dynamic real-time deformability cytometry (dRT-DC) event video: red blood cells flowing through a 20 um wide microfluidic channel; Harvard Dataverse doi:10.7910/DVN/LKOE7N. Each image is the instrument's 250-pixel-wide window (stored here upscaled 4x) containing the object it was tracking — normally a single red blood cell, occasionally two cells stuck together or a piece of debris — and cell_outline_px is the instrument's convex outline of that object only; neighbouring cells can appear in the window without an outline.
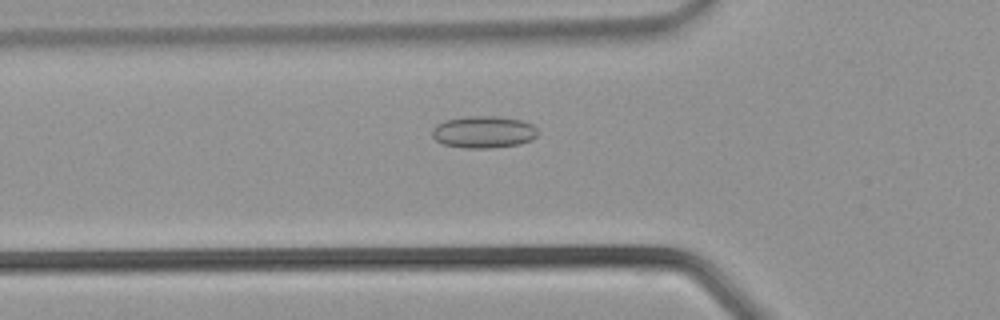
{"species": "common noctule bat (a hibernating species)", "species_latin": "Nyctalus noctula", "temperature_condition": "warm", "stored_images_in_passage": 25, "camera_frame_rate_fps": 3000, "um_per_image_px": 0.085, "animal": {"sex": "male", "body_mass_g": 21.5, "forearm_length_mm": 52.0}, "frame": {"image": 1, "passage_image": 5, "time_ms": 1.333, "image_size_px": [1000, 320], "cell_outline_px": [[536, 136], [532, 140], [516, 144], [488, 148], [464, 148], [444, 144], [436, 140], [432, 136], [432, 128], [436, 124], [444, 120], [464, 116], [496, 116], [520, 120], [532, 124], [536, 128]], "centroid_in_image_um": [41.06, 11.21], "position_along_channel_um": 84.7, "area_um2": 19.65}}
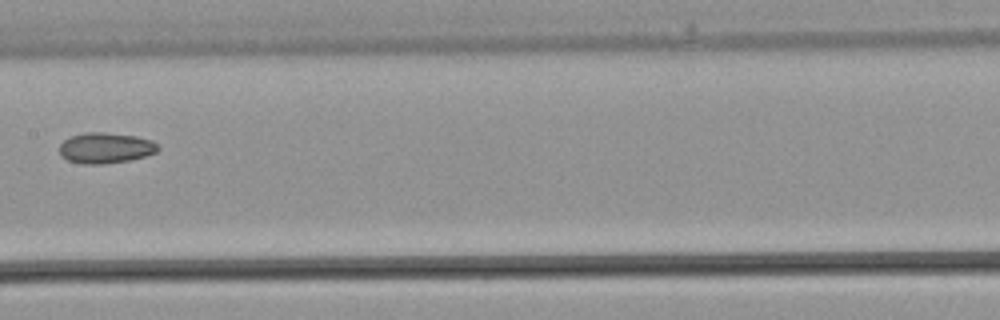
{"frame": {"image": 2, "passage_image": 11, "time_ms": 3.333, "image_size_px": [1000, 320], "cell_outline_px": [[160, 148], [156, 152], [144, 156], [128, 160], [104, 164], [84, 164], [68, 160], [60, 156], [60, 144], [64, 140], [72, 136], [84, 132], [104, 132], [136, 136], [152, 140]], "centroid_in_image_um": [8.96, 12.57], "position_along_channel_um": 198.4, "area_um2": 17.57}}
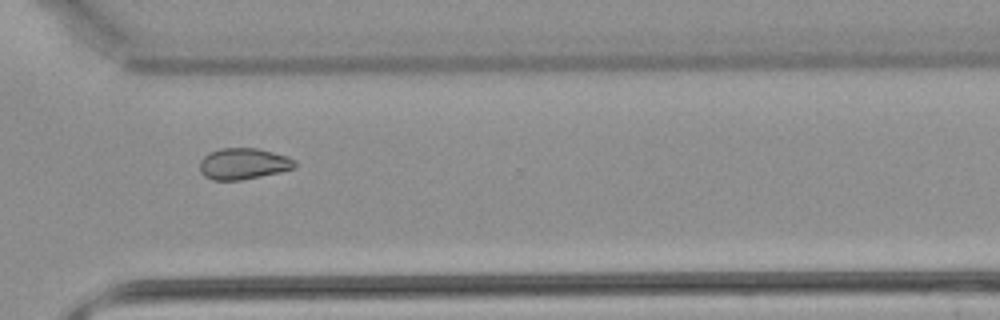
{"frame": {"image": 3, "passage_image": 19, "time_ms": 6.0, "image_size_px": [1000, 320], "cell_outline_px": [[296, 164], [292, 168], [260, 176], [240, 180], [212, 180], [204, 176], [200, 172], [200, 160], [208, 152], [220, 148], [256, 148], [288, 156], [296, 160]], "centroid_in_image_um": [20.64, 13.91], "position_along_channel_um": 350.0, "area_um2": 17.22}}